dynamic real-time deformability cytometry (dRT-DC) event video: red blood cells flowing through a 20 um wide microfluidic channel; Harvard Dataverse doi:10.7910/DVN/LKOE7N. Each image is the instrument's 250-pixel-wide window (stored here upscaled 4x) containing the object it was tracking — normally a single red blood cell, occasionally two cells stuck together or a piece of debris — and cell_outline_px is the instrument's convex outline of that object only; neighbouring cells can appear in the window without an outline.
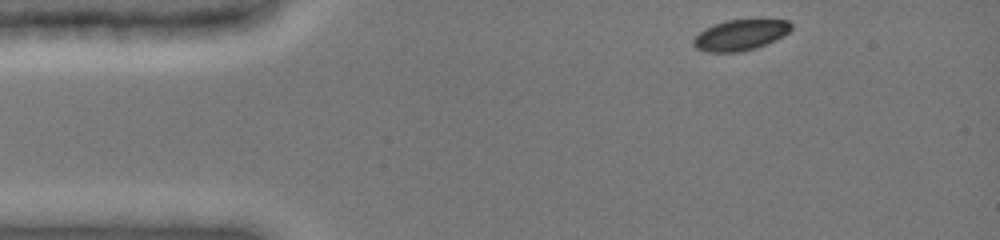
{"species": "common noctule bat (a hibernating species)", "species_latin": "Nyctalus noctula", "temperature_condition": "cold", "stored_images_in_passage": 5, "camera_frame_rate_fps": 3000, "um_per_image_px": 0.085, "animal": {"sex": "female", "body_mass_g": 19.0, "forearm_length_mm": 51.5}, "frame": {"image": 1, "passage_image": 1, "time_ms": 0.0, "image_size_px": [1000, 240], "cell_outline_px": [[792, 28], [784, 36], [756, 48], [736, 52], [704, 52], [696, 48], [692, 44], [692, 40], [704, 28], [728, 20], [788, 20], [792, 24]], "centroid_in_image_um": [62.91, 2.98], "position_along_channel_um": 22.1, "area_um2": 17.4}}
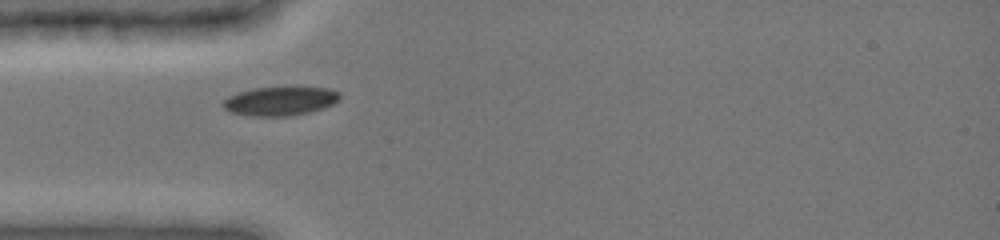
{"frame": {"image": 2, "passage_image": 4, "time_ms": 2.667, "image_size_px": [1000, 240], "cell_outline_px": [[340, 100], [324, 108], [292, 116], [252, 116], [232, 112], [224, 108], [220, 104], [228, 96], [252, 88], [296, 84], [328, 88], [340, 92]], "centroid_in_image_um": [23.87, 8.54], "position_along_channel_um": 61.1, "area_um2": 20.58}}